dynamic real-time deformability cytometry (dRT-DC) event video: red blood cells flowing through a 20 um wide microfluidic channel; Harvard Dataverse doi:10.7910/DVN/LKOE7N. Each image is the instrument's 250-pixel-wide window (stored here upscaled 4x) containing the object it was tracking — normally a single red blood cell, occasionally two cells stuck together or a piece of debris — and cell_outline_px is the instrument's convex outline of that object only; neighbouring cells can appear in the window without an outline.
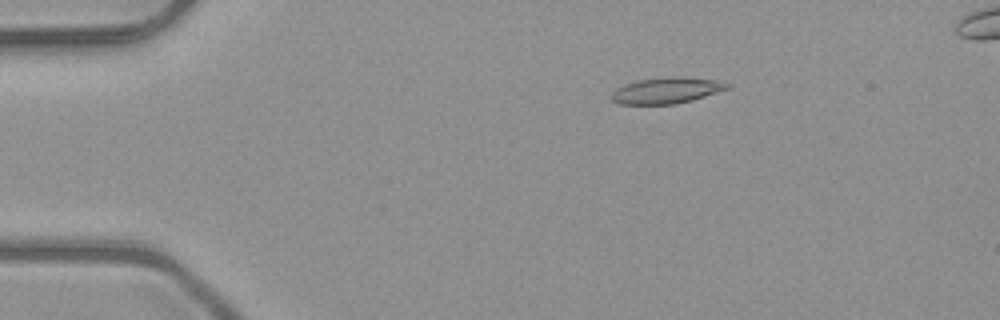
{"species": "common noctule bat (a hibernating species)", "species_latin": "Nyctalus noctula", "temperature_condition": "room temperature", "stored_images_in_passage": 5, "camera_frame_rate_fps": 3000, "um_per_image_px": 0.085, "animal": {"sex": "male", "body_mass_g": 23.1, "forearm_length_mm": 52.7}, "frame": {"image": 1, "passage_image": 2, "time_ms": 0.333, "image_size_px": [1000, 320], "cell_outline_px": [[732, 84], [728, 88], [692, 100], [676, 104], [620, 104], [612, 100], [612, 92], [616, 88], [624, 84], [640, 80], [672, 76], [684, 76], [716, 80]], "centroid_in_image_um": [56.66, 7.68], "position_along_channel_um": 28.3, "area_um2": 17.51}}
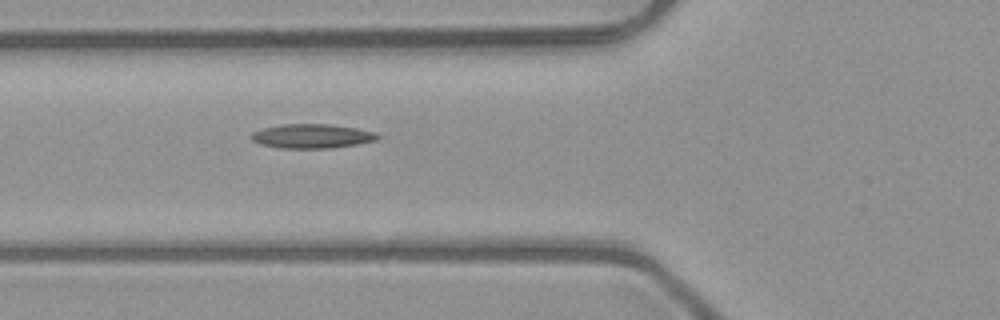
{"frame": {"image": 2, "passage_image": 5, "time_ms": 1.333, "image_size_px": [1000, 320], "cell_outline_px": [[380, 136], [376, 140], [356, 144], [328, 148], [280, 148], [260, 144], [252, 140], [248, 136], [252, 132], [264, 128], [284, 124], [328, 124], [356, 128], [376, 132]], "centroid_in_image_um": [26.49, 11.57], "position_along_channel_um": 99.3, "area_um2": 17.74}}